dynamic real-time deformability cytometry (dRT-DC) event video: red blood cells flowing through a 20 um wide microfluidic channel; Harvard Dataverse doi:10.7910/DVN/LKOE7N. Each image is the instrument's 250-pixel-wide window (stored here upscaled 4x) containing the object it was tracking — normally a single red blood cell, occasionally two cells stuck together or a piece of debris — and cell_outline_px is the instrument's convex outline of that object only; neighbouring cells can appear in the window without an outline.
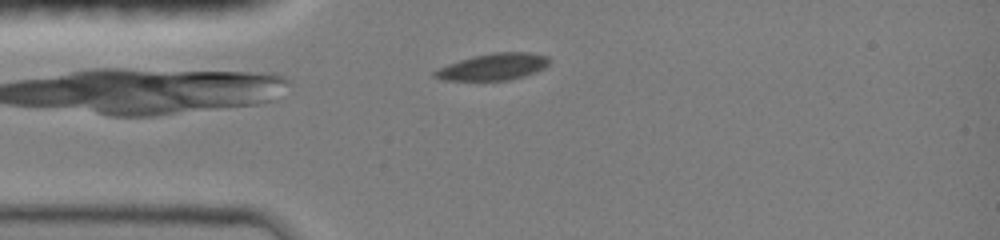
{"species": "common noctule bat (a hibernating species)", "species_latin": "Nyctalus noctula", "temperature_condition": "room temperature", "stored_images_in_passage": 8, "camera_frame_rate_fps": 3000, "um_per_image_px": 0.085, "animal": {"sex": "female", "body_mass_g": 19.0, "forearm_length_mm": 51.5}, "frame": {"image": 1, "passage_image": 1, "time_ms": 0.0, "image_size_px": [1000, 240], "cell_outline_px": [[552, 60], [544, 68], [524, 76], [508, 80], [444, 80], [432, 76], [432, 72], [448, 64], [472, 56], [492, 52], [528, 52], [548, 56]], "centroid_in_image_um": [41.94, 5.67], "position_along_channel_um": 43.1, "area_um2": 17.8}}
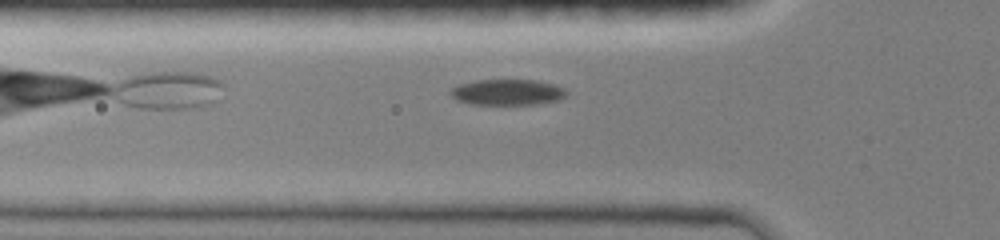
{"frame": {"image": 2, "passage_image": 5, "time_ms": 1.333, "image_size_px": [1000, 240], "cell_outline_px": [[568, 92], [564, 96], [556, 100], [536, 104], [472, 104], [456, 100], [448, 92], [452, 88], [460, 84], [476, 80], [536, 80], [552, 84], [564, 88]], "centroid_in_image_um": [43.1, 7.83], "position_along_channel_um": 82.7, "area_um2": 17.28}}
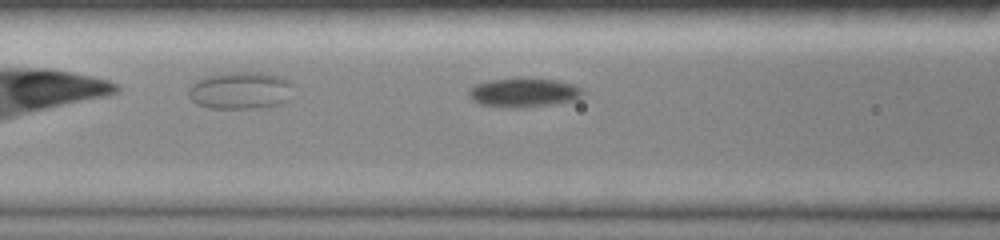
{"frame": {"image": 3, "passage_image": 7, "time_ms": 2.0, "image_size_px": [1000, 240], "cell_outline_px": [[584, 92], [576, 100], [552, 104], [516, 108], [508, 108], [480, 104], [472, 100], [468, 96], [468, 88], [476, 84], [492, 80], [520, 76], [528, 76], [556, 80], [572, 84], [580, 88]], "centroid_in_image_um": [44.48, 7.84], "position_along_channel_um": 122.1, "area_um2": 19.77}}